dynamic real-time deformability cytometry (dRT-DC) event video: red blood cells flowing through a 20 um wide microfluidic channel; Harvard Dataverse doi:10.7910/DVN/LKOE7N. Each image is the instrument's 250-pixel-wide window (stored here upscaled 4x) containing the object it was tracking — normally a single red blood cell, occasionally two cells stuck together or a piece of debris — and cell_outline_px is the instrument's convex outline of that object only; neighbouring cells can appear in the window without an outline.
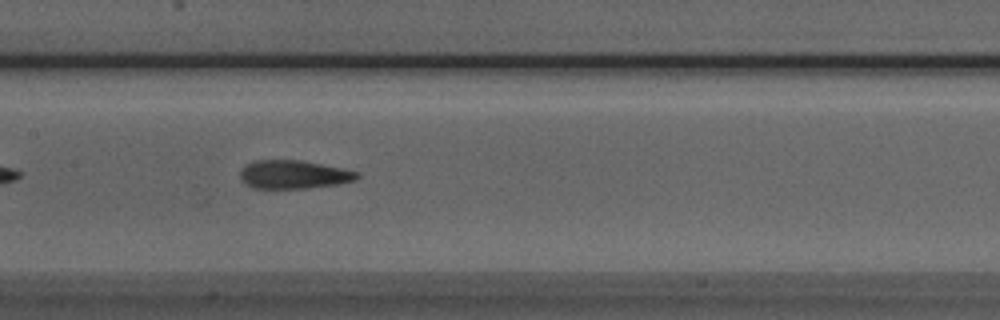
{"species": "Egyptian fruit bat (a non-hibernating species)", "species_latin": "Rousettus aegyptiacus", "temperature_condition": "room temperature", "stored_images_in_passage": 31, "camera_frame_rate_fps": 3000, "um_per_image_px": 0.085, "animal": {"sex": "male"}, "frame": {"image": 1, "passage_image": 9, "time_ms": 2.667, "image_size_px": [1000, 320], "cell_outline_px": [[360, 176], [356, 180], [340, 184], [308, 188], [252, 188], [240, 176], [240, 172], [248, 164], [256, 160], [300, 160], [360, 172]], "centroid_in_image_um": [25.02, 14.84], "position_along_channel_um": 182.4, "area_um2": 19.13}}
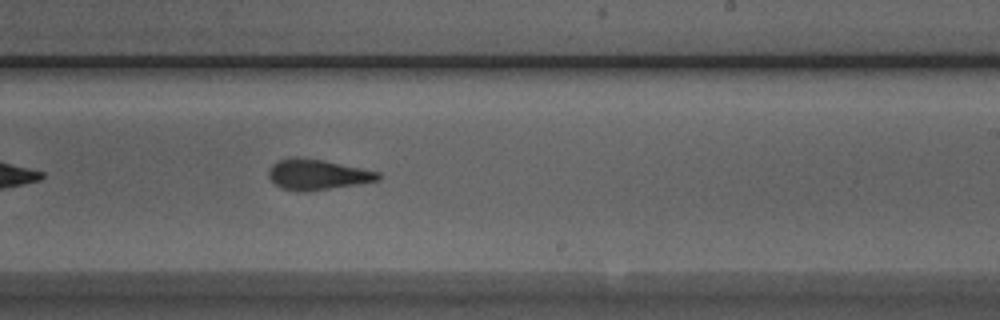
{"frame": {"image": 2, "passage_image": 15, "time_ms": 4.667, "image_size_px": [1000, 320], "cell_outline_px": [[384, 176], [380, 180], [360, 184], [304, 192], [300, 192], [280, 188], [268, 176], [268, 172], [272, 164], [288, 156], [296, 156], [324, 160], [380, 172]], "centroid_in_image_um": [27.0, 14.83], "position_along_channel_um": 262.0, "area_um2": 19.77}}
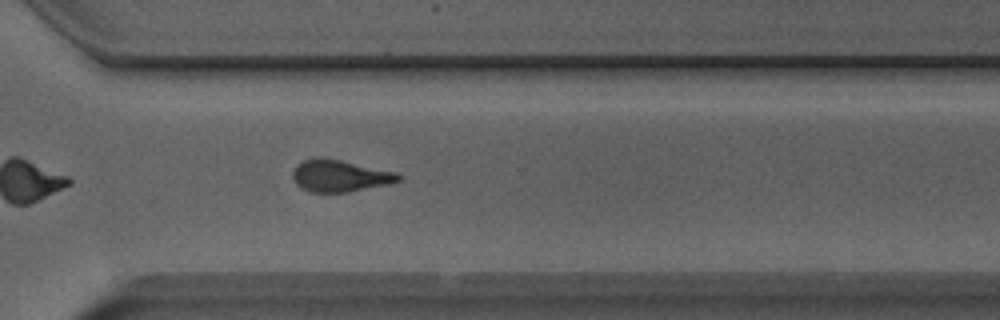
{"frame": {"image": 3, "passage_image": 21, "time_ms": 6.667, "image_size_px": [1000, 320], "cell_outline_px": [[404, 176], [400, 180], [392, 184], [348, 192], [312, 192], [300, 188], [296, 184], [292, 176], [292, 172], [296, 164], [304, 160], [316, 156], [324, 156], [396, 172]], "centroid_in_image_um": [28.89, 14.93], "position_along_channel_um": 341.7, "area_um2": 20.11}}